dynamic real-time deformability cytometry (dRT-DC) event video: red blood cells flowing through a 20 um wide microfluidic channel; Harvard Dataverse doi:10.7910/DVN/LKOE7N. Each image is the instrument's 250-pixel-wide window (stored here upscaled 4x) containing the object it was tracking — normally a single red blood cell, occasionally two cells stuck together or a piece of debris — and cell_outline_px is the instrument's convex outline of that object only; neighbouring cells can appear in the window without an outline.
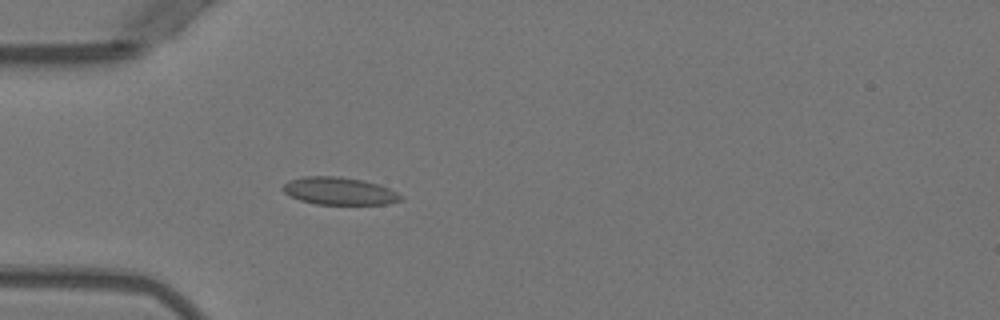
{"species": "Egyptian fruit bat (a non-hibernating species)", "species_latin": "Rousettus aegyptiacus", "temperature_condition": "warm", "stored_images_in_passage": 51, "camera_frame_rate_fps": 3000, "um_per_image_px": 0.085, "animal": {"sex": "female"}, "frame": {"image": 1, "passage_image": 15, "time_ms": 4.667, "image_size_px": [1000, 320], "cell_outline_px": [[404, 200], [388, 204], [316, 204], [300, 200], [284, 192], [280, 188], [288, 180], [304, 176], [340, 176], [364, 180], [380, 184], [404, 196]], "centroid_in_image_um": [28.86, 16.23], "position_along_channel_um": 56.1, "area_um2": 19.13}}
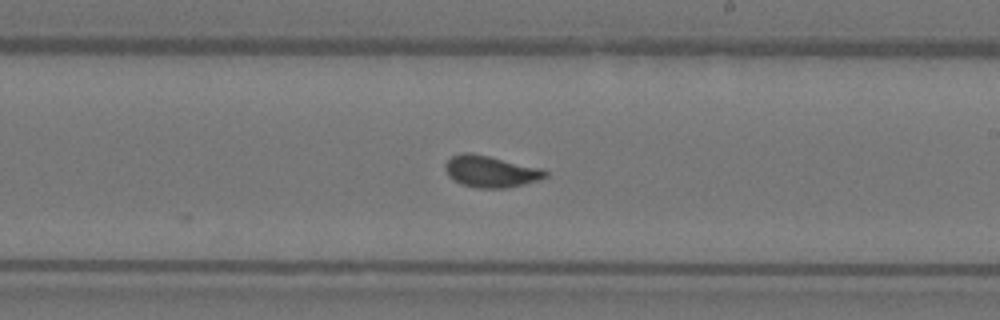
{"frame": {"image": 2, "passage_image": 30, "time_ms": 9.667, "image_size_px": [1000, 320], "cell_outline_px": [[548, 176], [524, 184], [504, 188], [476, 188], [460, 184], [448, 176], [444, 168], [444, 164], [452, 156], [460, 152], [472, 152], [544, 168], [548, 172]], "centroid_in_image_um": [41.69, 14.56], "position_along_channel_um": 247.3, "area_um2": 18.73}}
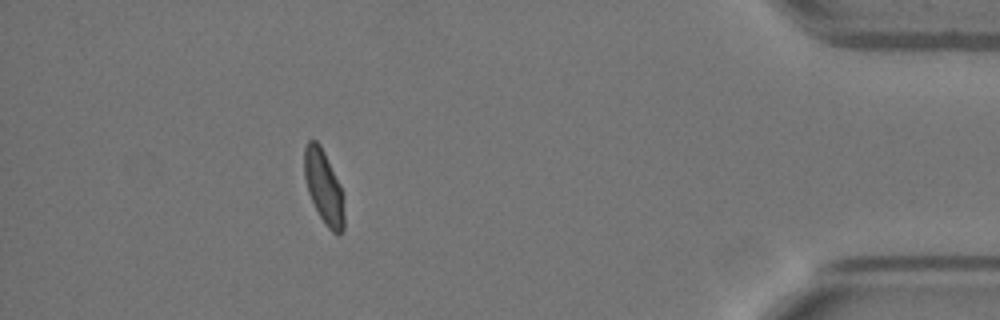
{"frame": {"image": 3, "passage_image": 46, "time_ms": 15.0, "image_size_px": [1000, 320], "cell_outline_px": [[344, 228], [336, 236], [324, 224], [308, 192], [304, 176], [304, 148], [308, 140], [316, 140], [320, 144], [344, 192]], "centroid_in_image_um": [27.53, 15.91], "position_along_channel_um": 407.7, "area_um2": 17.22}, "authors_computed_cell_mechanics": {"area_um2": 18.0914, "velocity_mm_per_s": 3.9466, "shape_relaxation_time_tau1_ms": 7.0977, "shape_relaxation_time_tau2_ms": null, "deformation_change_tau1": 0.2004, "deformation_change_tau2": null}}